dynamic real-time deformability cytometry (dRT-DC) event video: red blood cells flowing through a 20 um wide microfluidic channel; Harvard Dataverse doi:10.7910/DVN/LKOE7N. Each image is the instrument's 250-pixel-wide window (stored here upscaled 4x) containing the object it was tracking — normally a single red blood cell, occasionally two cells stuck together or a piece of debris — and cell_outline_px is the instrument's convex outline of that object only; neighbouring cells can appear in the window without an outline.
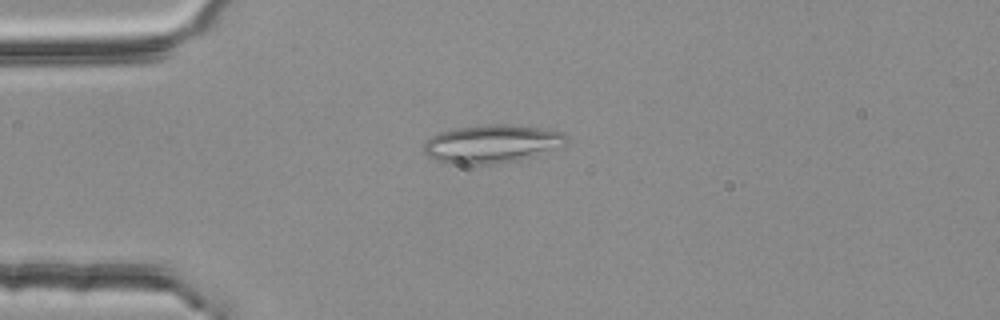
{"species": "common noctule bat (a hibernating species)", "species_latin": "Nyctalus noctula", "temperature_condition": "room temperature", "stored_images_in_passage": 1, "camera_frame_rate_fps": 3000, "um_per_image_px": 0.085, "animal": {"sex": "female", "body_mass_g": 25.1}, "frame": {"image": 1, "passage_image": 1, "time_ms": 0.0, "image_size_px": [1000, 320], "cell_outline_px": [[568, 144], [532, 156], [516, 160], [496, 164], [456, 164], [436, 160], [428, 156], [424, 152], [424, 144], [432, 136], [440, 132], [456, 128], [484, 124], [504, 124], [540, 128], [560, 132], [568, 136]], "centroid_in_image_um": [41.81, 12.22], "position_along_channel_um": 43.2, "area_um2": 31.5}}